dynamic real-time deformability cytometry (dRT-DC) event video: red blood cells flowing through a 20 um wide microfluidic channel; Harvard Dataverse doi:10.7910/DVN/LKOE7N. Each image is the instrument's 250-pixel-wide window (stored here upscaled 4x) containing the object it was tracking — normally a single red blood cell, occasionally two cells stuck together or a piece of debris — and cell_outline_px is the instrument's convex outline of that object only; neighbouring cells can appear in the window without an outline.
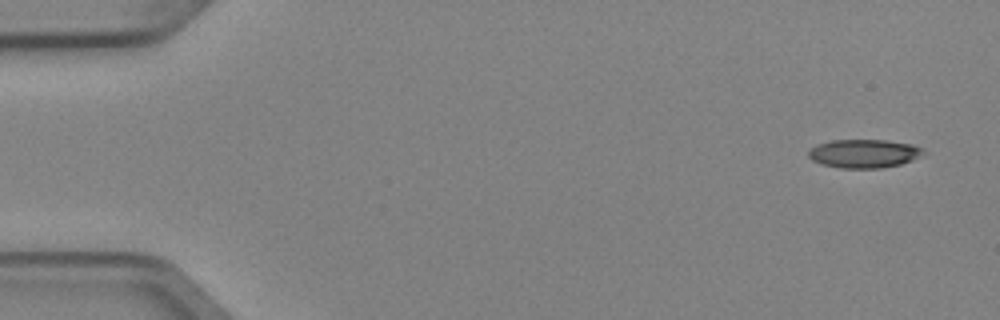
{"species": "Egyptian fruit bat (a non-hibernating species)", "species_latin": "Rousettus aegyptiacus", "temperature_condition": "cold", "stored_images_in_passage": 5, "segment_of_instrument_passage": [1, 2], "camera_frame_rate_fps": 3000, "um_per_image_px": 0.085, "animal": {"sex": "female"}, "frame": {"image": 1, "passage_image": 1, "time_ms": 0.0, "image_size_px": [1000, 320], "cell_outline_px": [[924, 152], [912, 160], [900, 164], [880, 168], [840, 168], [820, 164], [812, 160], [808, 156], [808, 152], [816, 144], [832, 140], [884, 140], [912, 144], [924, 148]], "centroid_in_image_um": [73.41, 13.05], "position_along_channel_um": 11.6, "area_um2": 19.07}}